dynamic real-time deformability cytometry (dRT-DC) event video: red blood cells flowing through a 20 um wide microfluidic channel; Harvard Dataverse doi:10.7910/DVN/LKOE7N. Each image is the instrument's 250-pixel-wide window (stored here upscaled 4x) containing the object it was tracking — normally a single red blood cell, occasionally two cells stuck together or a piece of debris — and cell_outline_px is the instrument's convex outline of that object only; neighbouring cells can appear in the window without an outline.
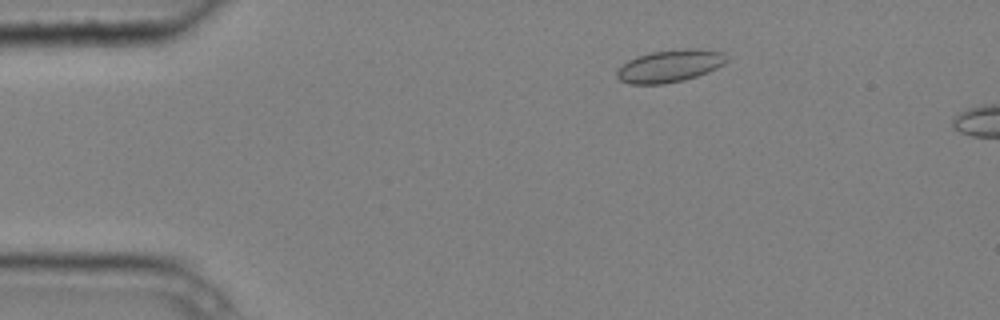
{"species": "common noctule bat (a hibernating species)", "species_latin": "Nyctalus noctula", "temperature_condition": "cold", "stored_images_in_passage": 5, "camera_frame_rate_fps": 3000, "um_per_image_px": 0.085, "animal": {"sex": "male", "body_mass_g": 20.4}, "frame": {"image": 1, "passage_image": 2, "time_ms": 0.333, "image_size_px": [1000, 320], "cell_outline_px": [[728, 60], [724, 64], [708, 72], [684, 80], [664, 84], [628, 84], [620, 80], [616, 76], [616, 72], [628, 60], [636, 56], [652, 52], [680, 48], [700, 48], [724, 52]], "centroid_in_image_um": [56.95, 5.59], "position_along_channel_um": 28.0, "area_um2": 20.87}}
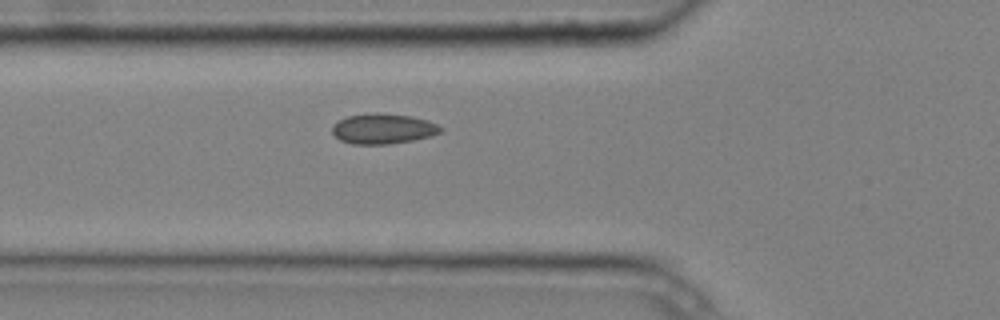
{"frame": {"image": 2, "passage_image": 5, "time_ms": 1.333, "image_size_px": [1000, 320], "cell_outline_px": [[444, 128], [440, 132], [432, 136], [412, 140], [388, 144], [352, 144], [340, 140], [332, 132], [332, 124], [348, 116], [372, 112], [376, 112], [412, 116], [428, 120]], "centroid_in_image_um": [32.56, 10.93], "position_along_channel_um": 93.2, "area_um2": 19.19}}